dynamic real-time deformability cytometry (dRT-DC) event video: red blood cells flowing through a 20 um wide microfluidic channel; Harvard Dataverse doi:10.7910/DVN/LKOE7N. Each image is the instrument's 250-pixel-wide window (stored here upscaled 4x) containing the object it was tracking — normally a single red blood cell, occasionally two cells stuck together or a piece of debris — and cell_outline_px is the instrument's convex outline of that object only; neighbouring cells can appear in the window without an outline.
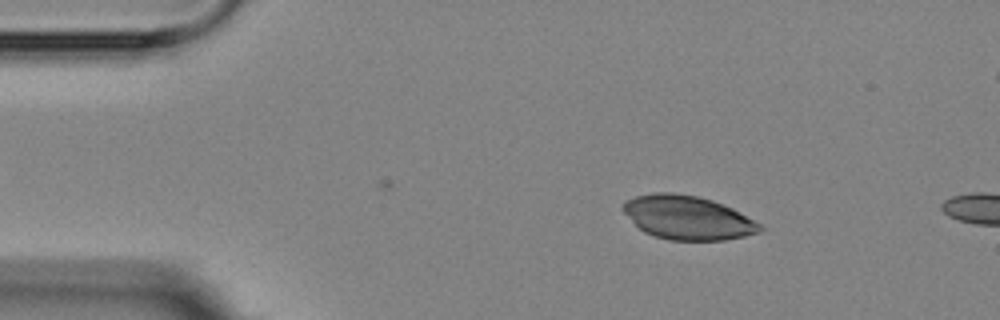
{"species": "Egyptian fruit bat (a non-hibernating species)", "species_latin": "Rousettus aegyptiacus", "temperature_condition": "room temperature", "stored_images_in_passage": 3, "camera_frame_rate_fps": 3000, "um_per_image_px": 0.085, "animal": {"sex": "female"}, "frame": {"image": 1, "passage_image": 2, "time_ms": 1.0, "image_size_px": [1000, 320], "cell_outline_px": [[764, 228], [760, 232], [744, 236], [724, 240], [668, 240], [644, 232], [624, 212], [624, 204], [628, 200], [636, 196], [652, 192], [672, 192], [696, 196], [712, 200], [724, 204], [740, 212], [760, 224]], "centroid_in_image_um": [58.48, 18.5], "position_along_channel_um": 26.5, "area_um2": 34.62}}